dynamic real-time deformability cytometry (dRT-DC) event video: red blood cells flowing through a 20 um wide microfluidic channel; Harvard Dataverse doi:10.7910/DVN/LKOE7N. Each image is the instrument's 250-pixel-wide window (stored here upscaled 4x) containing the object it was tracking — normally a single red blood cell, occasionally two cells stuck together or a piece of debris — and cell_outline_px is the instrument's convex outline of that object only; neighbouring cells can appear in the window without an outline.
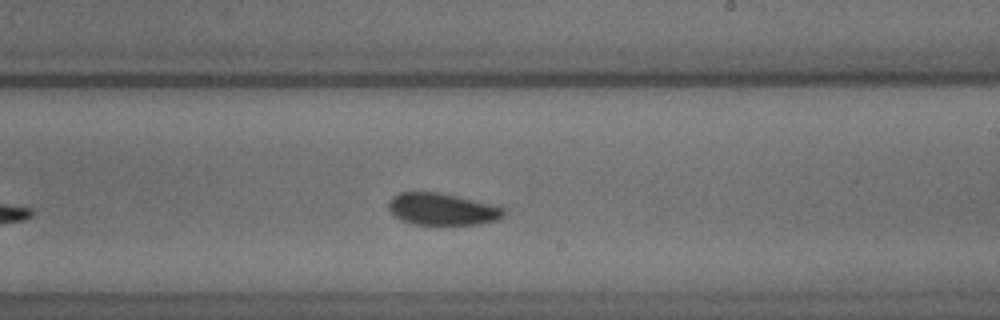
{"species": "common noctule bat (a hibernating species)", "species_latin": "Nyctalus noctula", "temperature_condition": "cold", "stored_images_in_passage": 36, "camera_frame_rate_fps": 3000, "um_per_image_px": 0.085, "animal": {"sex": "male", "body_mass_g": 18.8}, "frame": {"image": 1, "passage_image": 21, "time_ms": 6.667, "image_size_px": [1000, 320], "cell_outline_px": [[504, 216], [496, 220], [476, 224], [452, 228], [412, 224], [392, 216], [388, 208], [388, 204], [392, 196], [400, 192], [436, 192], [488, 204], [504, 208]], "centroid_in_image_um": [37.51, 17.84], "position_along_channel_um": 251.5, "area_um2": 21.96}, "authors_computed_cell_mechanics": {"area_um2": 21.4727, "velocity_mm_per_s": 3.6713, "shape_relaxation_time_tau1_ms": 2.658, "shape_relaxation_time_tau2_ms": 4.3711, "deformation_change_tau1": 0.0669, "deformation_change_tau2": 0.0584}}